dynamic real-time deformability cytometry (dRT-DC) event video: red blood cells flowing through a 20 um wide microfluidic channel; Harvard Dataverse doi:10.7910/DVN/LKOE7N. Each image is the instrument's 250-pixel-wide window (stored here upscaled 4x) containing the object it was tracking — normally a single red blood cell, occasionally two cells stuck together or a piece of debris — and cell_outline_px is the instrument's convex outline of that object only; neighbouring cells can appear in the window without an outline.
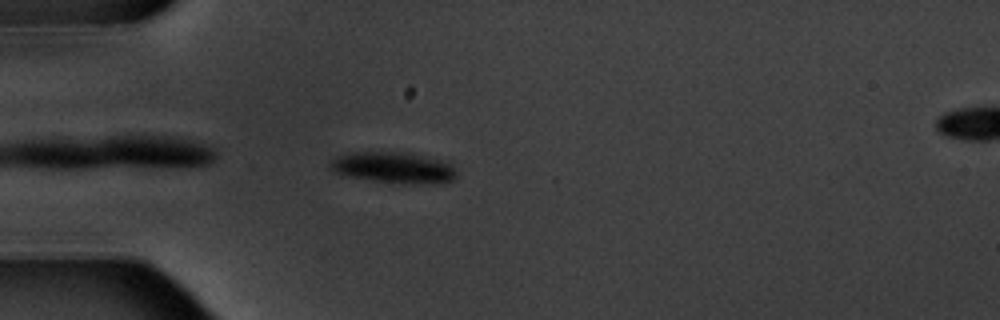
{"species": "common noctule bat (a hibernating species)", "species_latin": "Nyctalus noctula", "temperature_condition": "warm", "stored_images_in_passage": 6, "camera_frame_rate_fps": 3000, "um_per_image_px": 0.085, "animal": {"sex": "male", "body_mass_g": 20.1, "forearm_length_mm": 53.5}, "frame": {"image": 1, "passage_image": 5, "time_ms": 5.667, "image_size_px": [1000, 320], "cell_outline_px": [[456, 176], [452, 180], [416, 184], [408, 184], [372, 180], [348, 176], [336, 172], [328, 168], [328, 164], [336, 156], [352, 152], [400, 152], [440, 160], [448, 164], [456, 172]], "centroid_in_image_um": [33.35, 14.24], "position_along_channel_um": 51.6, "area_um2": 22.31}}